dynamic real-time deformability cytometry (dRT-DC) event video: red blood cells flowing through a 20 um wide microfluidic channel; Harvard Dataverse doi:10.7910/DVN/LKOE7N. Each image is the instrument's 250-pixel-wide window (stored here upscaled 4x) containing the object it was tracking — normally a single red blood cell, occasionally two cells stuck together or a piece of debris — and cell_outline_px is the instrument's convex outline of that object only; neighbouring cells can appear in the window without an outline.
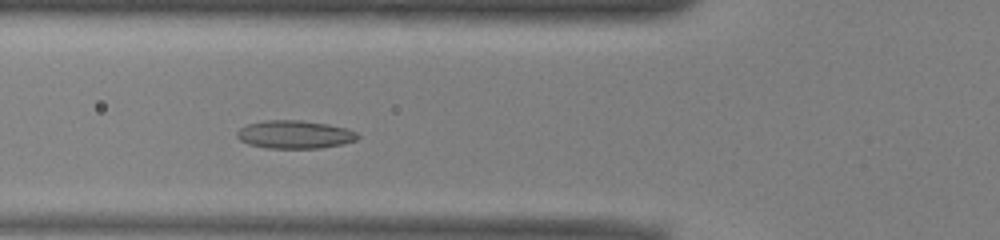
{"species": "common noctule bat (a hibernating species)", "species_latin": "Nyctalus noctula", "temperature_condition": "warm", "stored_images_in_passage": 43, "camera_frame_rate_fps": 3000, "um_per_image_px": 0.085, "animal": {"sex": "male", "body_mass_g": 13.0, "forearm_length_mm": 53.1}, "frame": {"image": 1, "passage_image": 10, "time_ms": 3.0, "image_size_px": [1000, 240], "cell_outline_px": [[360, 136], [356, 140], [340, 144], [320, 148], [264, 148], [248, 144], [240, 140], [236, 136], [236, 132], [240, 128], [248, 124], [264, 120], [300, 120], [328, 124], [348, 128], [356, 132]], "centroid_in_image_um": [25.03, 11.43], "position_along_channel_um": 100.8, "area_um2": 19.83}}
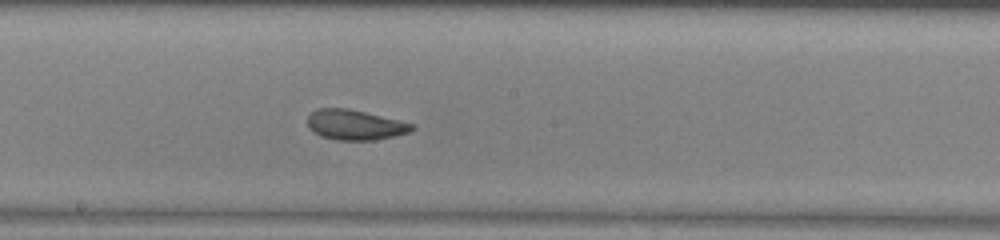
{"frame": {"image": 2, "passage_image": 19, "time_ms": 6.0, "image_size_px": [1000, 240], "cell_outline_px": [[416, 128], [408, 132], [376, 140], [336, 140], [320, 136], [308, 128], [308, 116], [316, 108], [348, 108], [400, 120], [416, 124]], "centroid_in_image_um": [30.18, 10.61], "position_along_channel_um": 218.0, "area_um2": 18.44}}
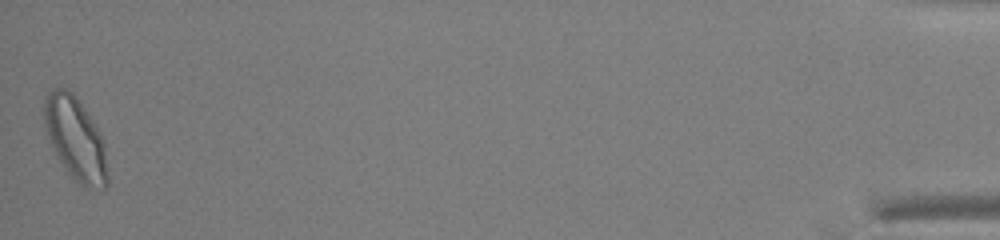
{"frame": {"image": 3, "passage_image": 43, "time_ms": 14.0, "image_size_px": [1000, 240], "cell_outline_px": [[108, 184], [104, 188], [88, 188], [80, 184], [64, 168], [56, 156], [52, 148], [44, 124], [44, 100], [48, 92], [52, 88], [68, 88], [72, 92], [100, 132], [104, 140], [108, 176]], "centroid_in_image_um": [6.41, 11.8], "position_along_channel_um": 428.8, "area_um2": 30.52}, "authors_computed_cell_mechanics": {"area_um2": 19.8254, "velocity_mm_per_s": 3.907, "shape_relaxation_time_tau1_ms": 7.1505, "shape_relaxation_time_tau2_ms": 1.048, "deformation_change_tau1": 0.1834, "deformation_change_tau2": 0.0724}}